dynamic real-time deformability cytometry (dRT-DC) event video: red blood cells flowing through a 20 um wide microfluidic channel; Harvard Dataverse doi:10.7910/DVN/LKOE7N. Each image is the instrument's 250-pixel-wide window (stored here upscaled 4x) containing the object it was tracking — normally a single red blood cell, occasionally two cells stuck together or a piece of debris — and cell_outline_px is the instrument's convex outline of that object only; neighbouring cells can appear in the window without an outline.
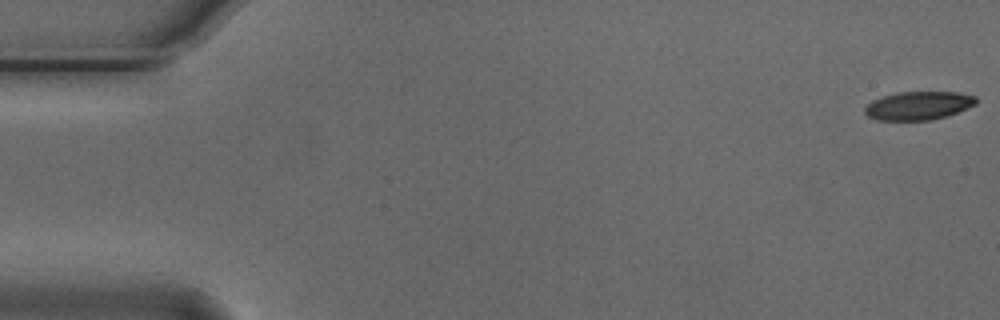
{"species": "Egyptian fruit bat (a non-hibernating species)", "species_latin": "Rousettus aegyptiacus", "temperature_condition": "cold", "stored_images_in_passage": 7, "camera_frame_rate_fps": 3000, "um_per_image_px": 0.085, "animal": {"sex": "male"}, "frame": {"image": 1, "passage_image": 1, "time_ms": 0.0, "image_size_px": [1000, 320], "cell_outline_px": [[976, 104], [948, 116], [932, 120], [876, 120], [868, 116], [864, 112], [864, 108], [872, 100], [896, 92], [956, 92], [976, 96]], "centroid_in_image_um": [78.06, 8.98], "position_along_channel_um": 6.9, "area_um2": 18.44}}